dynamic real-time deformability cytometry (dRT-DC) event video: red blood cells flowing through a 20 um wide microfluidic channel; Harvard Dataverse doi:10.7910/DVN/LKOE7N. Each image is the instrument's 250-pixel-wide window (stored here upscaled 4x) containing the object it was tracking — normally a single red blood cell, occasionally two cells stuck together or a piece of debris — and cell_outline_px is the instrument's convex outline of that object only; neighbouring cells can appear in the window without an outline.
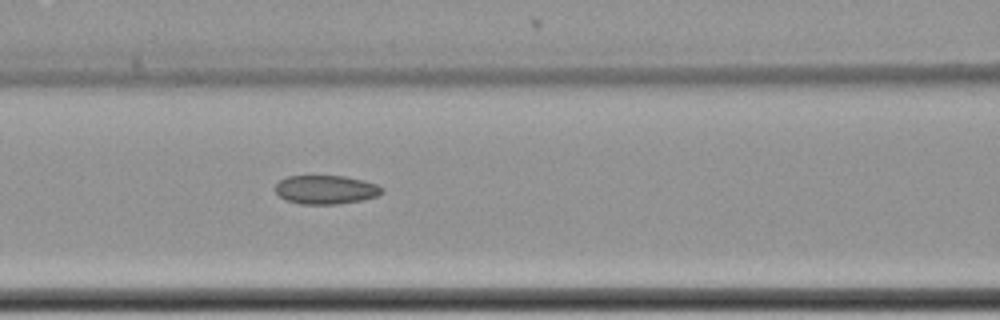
{"species": "common noctule bat (a hibernating species)", "species_latin": "Nyctalus noctula", "temperature_condition": "cold", "stored_images_in_passage": 7, "segment_of_instrument_passage": [1, 2], "camera_frame_rate_fps": 3000, "um_per_image_px": 0.085, "animal": {"sex": "female", "body_mass_g": 22.7, "forearm_length_mm": 54.2}, "frame": {"image": 1, "passage_image": 6, "time_ms": 1.667, "image_size_px": [1000, 320], "cell_outline_px": [[384, 192], [376, 196], [360, 200], [336, 204], [300, 204], [284, 200], [276, 192], [276, 184], [280, 180], [288, 176], [344, 176], [364, 180], [376, 184], [384, 188]], "centroid_in_image_um": [27.7, 16.12], "position_along_channel_um": 138.9, "area_um2": 17.86}}